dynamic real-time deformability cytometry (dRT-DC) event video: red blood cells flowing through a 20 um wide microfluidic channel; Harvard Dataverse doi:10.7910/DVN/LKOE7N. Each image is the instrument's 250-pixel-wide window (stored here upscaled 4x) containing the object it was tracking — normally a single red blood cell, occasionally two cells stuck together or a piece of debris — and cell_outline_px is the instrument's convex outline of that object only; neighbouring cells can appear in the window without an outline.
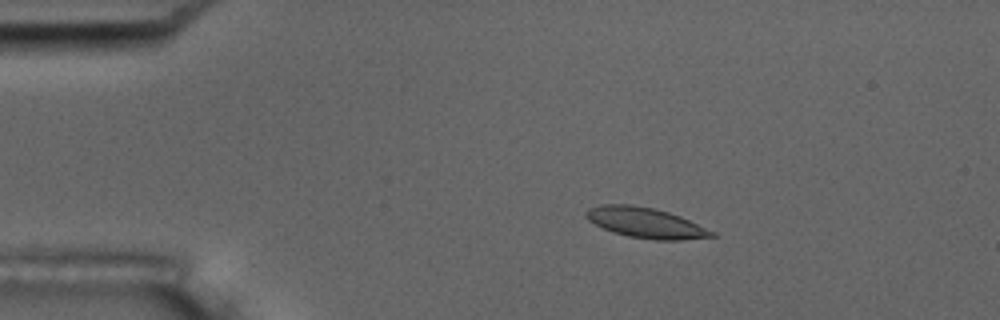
{"species": "common noctule bat (a hibernating species)", "species_latin": "Nyctalus noctula", "temperature_condition": "room temperature", "stored_images_in_passage": 7, "camera_frame_rate_fps": 3000, "um_per_image_px": 0.085, "animal": {"sex": "male", "body_mass_g": 17.5, "forearm_length_mm": 52.3}, "frame": {"image": 1, "passage_image": 3, "time_ms": 0.667, "image_size_px": [1000, 320], "cell_outline_px": [[716, 236], [680, 240], [656, 240], [628, 236], [612, 232], [588, 220], [584, 216], [584, 212], [588, 208], [600, 204], [628, 204], [652, 208], [668, 212], [680, 216], [716, 232]], "centroid_in_image_um": [54.86, 18.93], "position_along_channel_um": 30.1, "area_um2": 22.2}}